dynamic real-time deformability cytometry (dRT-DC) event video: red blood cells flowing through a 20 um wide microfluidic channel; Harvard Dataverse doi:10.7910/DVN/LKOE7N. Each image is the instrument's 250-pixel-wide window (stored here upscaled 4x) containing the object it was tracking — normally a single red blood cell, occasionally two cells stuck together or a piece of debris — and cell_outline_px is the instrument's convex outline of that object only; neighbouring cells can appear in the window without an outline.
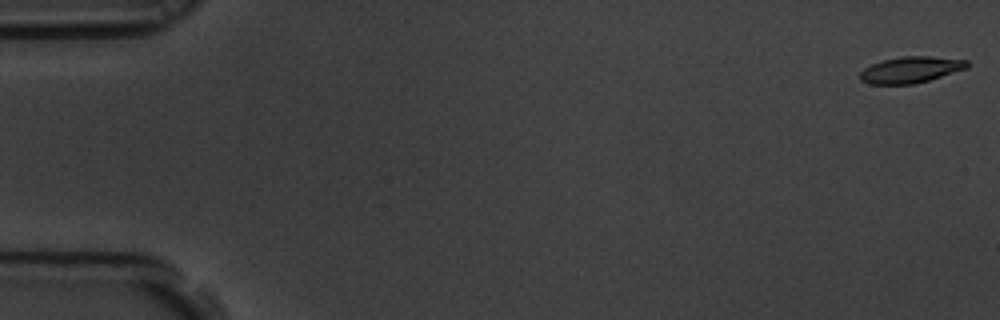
{"species": "common noctule bat (a hibernating species)", "species_latin": "Nyctalus noctula", "temperature_condition": "room temperature", "stored_images_in_passage": 59, "camera_frame_rate_fps": 3000, "um_per_image_px": 0.085, "animal": {"sex": "male", "body_mass_g": 19.5, "forearm_length_mm": 54.6}, "frame": {"image": 1, "passage_image": 1, "time_ms": 0.0, "image_size_px": [1000, 320], "cell_outline_px": [[968, 68], [928, 80], [912, 84], [868, 84], [860, 80], [860, 72], [864, 68], [872, 64], [884, 60], [904, 56], [928, 56], [968, 60]], "centroid_in_image_um": [77.4, 5.93], "position_along_channel_um": 7.6, "area_um2": 16.24}}
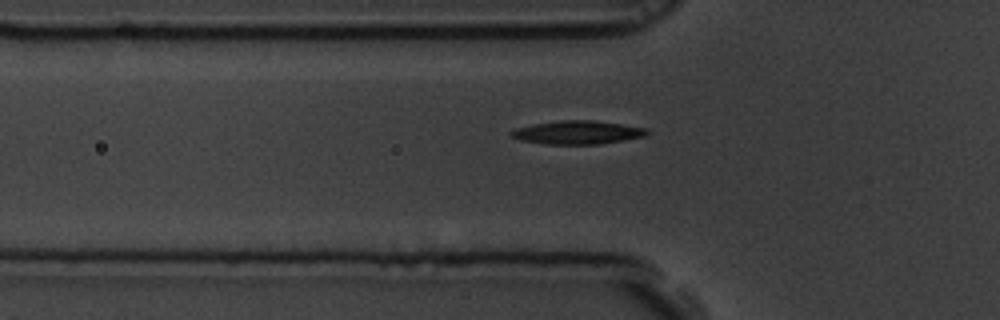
{"frame": {"image": 2, "passage_image": 20, "time_ms": 6.333, "image_size_px": [1000, 320], "cell_outline_px": [[652, 132], [644, 136], [624, 140], [600, 144], [548, 144], [520, 140], [512, 136], [508, 132], [516, 128], [536, 124], [560, 120], [592, 120], [648, 128]], "centroid_in_image_um": [49.13, 11.26], "position_along_channel_um": 76.7, "area_um2": 18.44}}
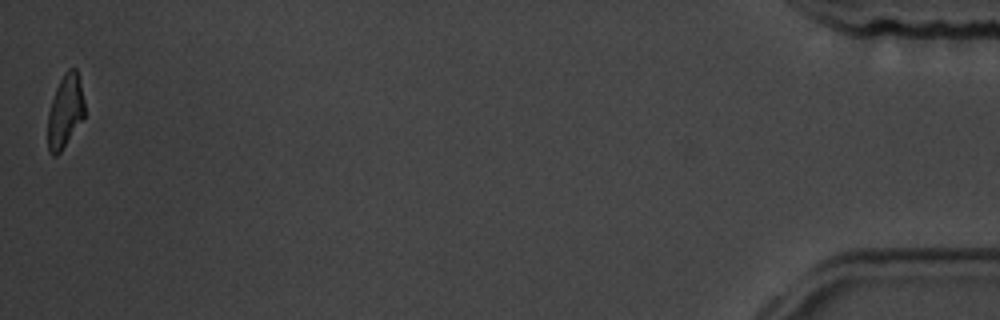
{"frame": {"image": 3, "passage_image": 59, "time_ms": 19.333, "image_size_px": [1000, 320], "cell_outline_px": [[84, 120], [60, 152], [56, 156], [52, 156], [48, 152], [48, 112], [56, 88], [64, 72], [68, 68], [76, 68], [84, 100]], "centroid_in_image_um": [5.54, 9.49], "position_along_channel_um": 429.7, "area_um2": 15.78}, "authors_computed_cell_mechanics": {"area_um2": 17.5712, "velocity_mm_per_s": 3.4513, "shape_relaxation_time_tau1_ms": 5.0841, "shape_relaxation_time_tau2_ms": 7.3066, "deformation_change_tau1": 0.1723, "deformation_change_tau2": 0.1541}}